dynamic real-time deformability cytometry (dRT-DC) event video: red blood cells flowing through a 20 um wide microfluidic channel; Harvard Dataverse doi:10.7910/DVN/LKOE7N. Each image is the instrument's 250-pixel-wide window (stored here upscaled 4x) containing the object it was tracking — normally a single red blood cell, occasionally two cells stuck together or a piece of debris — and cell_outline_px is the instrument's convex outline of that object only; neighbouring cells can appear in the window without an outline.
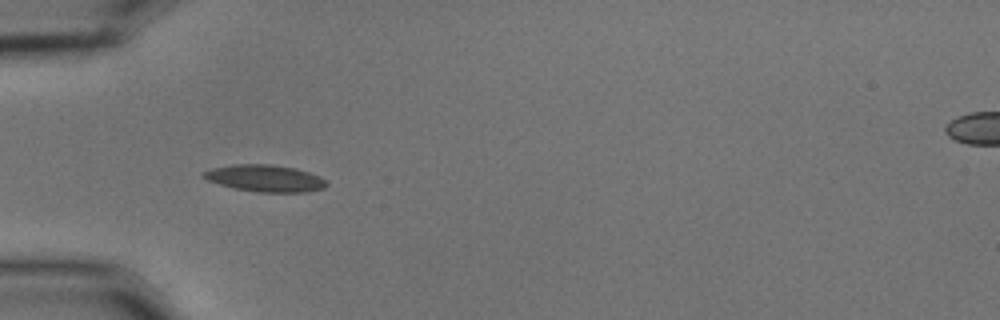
{"species": "common noctule bat (a hibernating species)", "species_latin": "Nyctalus noctula", "temperature_condition": "cold", "stored_images_in_passage": 17, "camera_frame_rate_fps": 3000, "um_per_image_px": 0.085, "animal": {"sex": "male", "body_mass_g": 15.6}, "frame": {"image": 1, "passage_image": 6, "time_ms": 1.667, "image_size_px": [1000, 320], "cell_outline_px": [[328, 184], [324, 188], [308, 192], [256, 192], [236, 188], [220, 184], [208, 180], [200, 176], [200, 172], [212, 168], [232, 164], [272, 164], [296, 168], [320, 176], [328, 180]], "centroid_in_image_um": [22.54, 15.14], "position_along_channel_um": 62.5, "area_um2": 19.48}}